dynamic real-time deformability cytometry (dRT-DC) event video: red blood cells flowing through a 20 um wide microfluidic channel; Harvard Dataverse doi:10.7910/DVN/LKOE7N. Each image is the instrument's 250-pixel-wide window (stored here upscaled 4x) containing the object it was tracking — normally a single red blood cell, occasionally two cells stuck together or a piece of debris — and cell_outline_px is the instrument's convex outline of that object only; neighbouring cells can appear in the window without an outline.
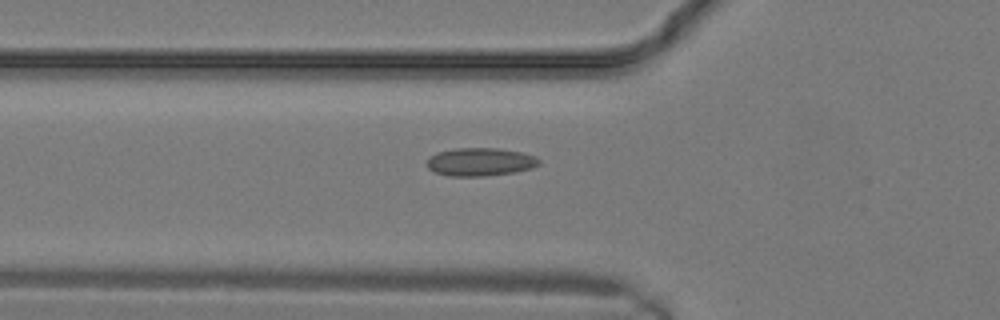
{"species": "common noctule bat (a hibernating species)", "species_latin": "Nyctalus noctula", "temperature_condition": "warm", "stored_images_in_passage": 12, "camera_frame_rate_fps": 3000, "um_per_image_px": 0.085, "animal": {"sex": "male", "body_mass_g": 19.2, "forearm_length_mm": 51.8}, "frame": {"image": 1, "passage_image": 10, "time_ms": 3.0, "image_size_px": [1000, 320], "cell_outline_px": [[540, 164], [532, 168], [516, 172], [484, 176], [448, 176], [432, 172], [428, 168], [428, 160], [436, 152], [456, 148], [500, 148], [520, 152], [536, 156], [540, 160]], "centroid_in_image_um": [40.83, 13.76], "position_along_channel_um": 85.0, "area_um2": 18.5}}
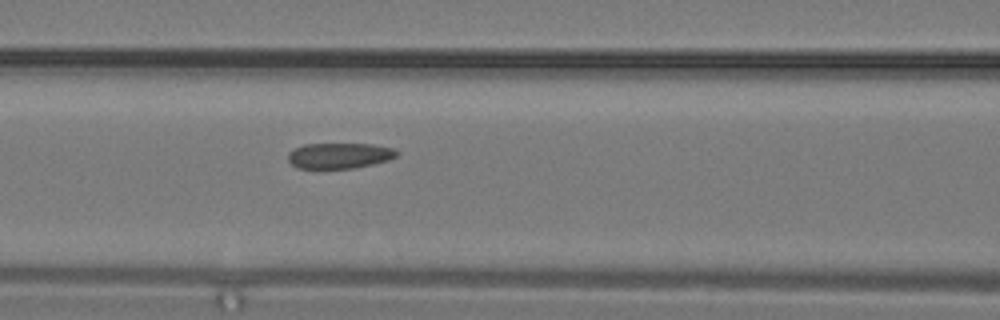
{"frame": {"image": 2, "passage_image": 12, "time_ms": 3.667, "image_size_px": [1000, 320], "cell_outline_px": [[400, 152], [396, 156], [388, 160], [372, 164], [352, 168], [296, 168], [288, 160], [288, 152], [304, 144], [372, 144], [392, 148]], "centroid_in_image_um": [28.84, 13.22], "position_along_channel_um": 137.8, "area_um2": 16.13}}